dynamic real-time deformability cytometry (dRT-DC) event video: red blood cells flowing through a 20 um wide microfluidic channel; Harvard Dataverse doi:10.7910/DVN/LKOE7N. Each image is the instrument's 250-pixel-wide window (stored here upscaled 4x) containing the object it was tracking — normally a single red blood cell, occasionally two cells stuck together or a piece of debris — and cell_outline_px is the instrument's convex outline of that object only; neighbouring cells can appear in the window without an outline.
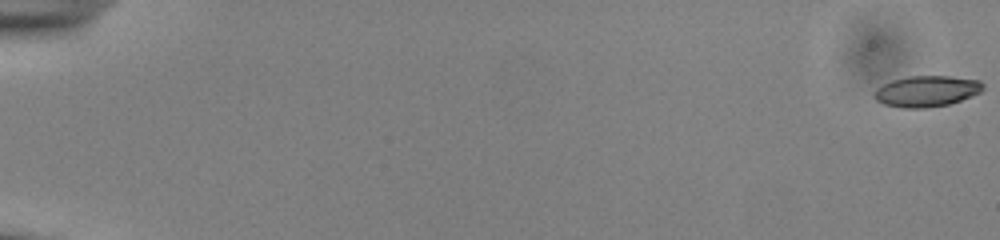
{"species": "common noctule bat (a hibernating species)", "species_latin": "Nyctalus noctula", "temperature_condition": "cold", "stored_images_in_passage": 56, "camera_frame_rate_fps": 3000, "um_per_image_px": 0.085, "animal": {"sex": "male", "body_mass_g": 13.0, "forearm_length_mm": 53.1}, "frame": {"image": 1, "passage_image": 1, "time_ms": 0.0, "image_size_px": [1000, 240], "cell_outline_px": [[984, 88], [980, 92], [972, 96], [948, 104], [924, 108], [900, 108], [884, 104], [876, 100], [872, 96], [872, 92], [876, 88], [892, 80], [908, 76], [948, 76], [980, 80], [984, 84]], "centroid_in_image_um": [78.73, 7.75], "position_along_channel_um": 6.3, "area_um2": 19.77}}
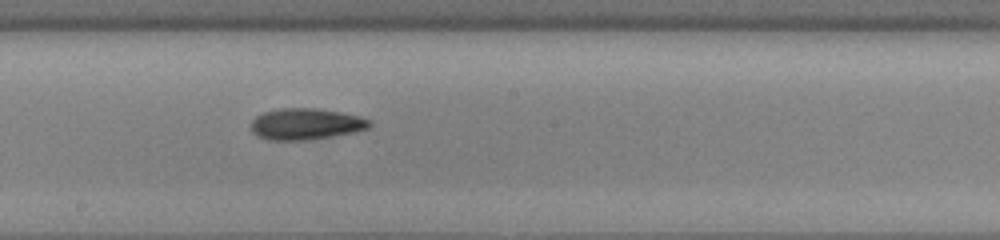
{"frame": {"image": 2, "passage_image": 33, "time_ms": 10.667, "image_size_px": [1000, 240], "cell_outline_px": [[372, 124], [368, 128], [356, 132], [332, 136], [304, 140], [268, 140], [256, 136], [252, 132], [252, 120], [256, 116], [264, 112], [280, 108], [316, 108], [340, 112], [360, 116], [372, 120]], "centroid_in_image_um": [26.01, 10.54], "position_along_channel_um": 222.2, "area_um2": 21.73}}
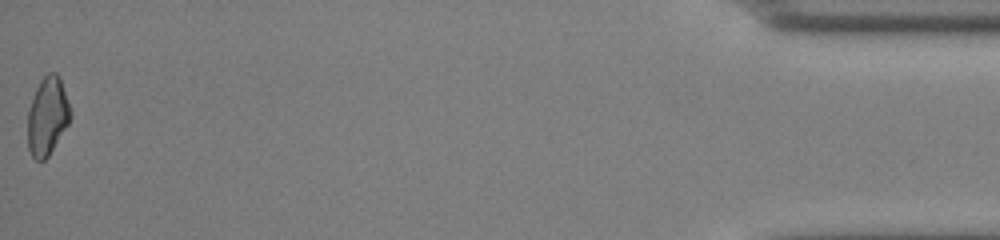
{"frame": {"image": 3, "passage_image": 56, "time_ms": 18.333, "image_size_px": [1000, 240], "cell_outline_px": [[72, 116], [68, 124], [48, 156], [44, 160], [36, 160], [32, 156], [28, 148], [28, 112], [36, 88], [40, 80], [48, 72], [56, 72], [60, 76], [72, 112]], "centroid_in_image_um": [4.05, 9.85], "position_along_channel_um": 431.2, "area_um2": 19.42}, "authors_computed_cell_mechanics": {"area_um2": 20.2011, "velocity_mm_per_s": 3.8471, "shape_relaxation_time_tau1_ms": 6.0041, "shape_relaxation_time_tau2_ms": 6.8977, "deformation_change_tau1": 0.1348, "deformation_change_tau2": 0.1607}}